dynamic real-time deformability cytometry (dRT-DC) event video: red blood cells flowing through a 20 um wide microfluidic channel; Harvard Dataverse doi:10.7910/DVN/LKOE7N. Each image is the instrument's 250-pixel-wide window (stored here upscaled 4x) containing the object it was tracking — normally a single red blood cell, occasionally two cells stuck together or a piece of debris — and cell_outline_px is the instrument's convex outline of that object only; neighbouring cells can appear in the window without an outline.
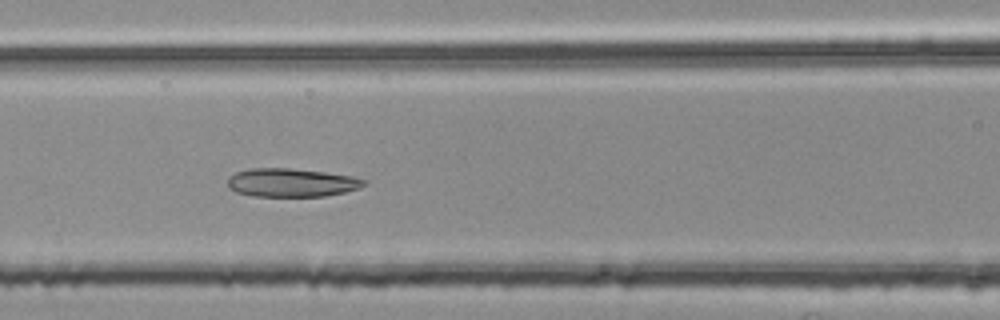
{"species": "common noctule bat (a hibernating species)", "species_latin": "Nyctalus noctula", "temperature_condition": "room temperature", "stored_images_in_passage": 50, "camera_frame_rate_fps": 3000, "um_per_image_px": 0.085, "animal": {"sex": "female", "body_mass_g": 25.1}, "frame": {"image": 1, "passage_image": 22, "time_ms": 7.0, "image_size_px": [1000, 320], "cell_outline_px": [[368, 180], [360, 188], [344, 192], [324, 196], [252, 196], [236, 192], [228, 188], [228, 176], [236, 172], [248, 168], [292, 168], [324, 172], [352, 176]], "centroid_in_image_um": [24.75, 15.52], "position_along_channel_um": 141.9, "area_um2": 22.72}}
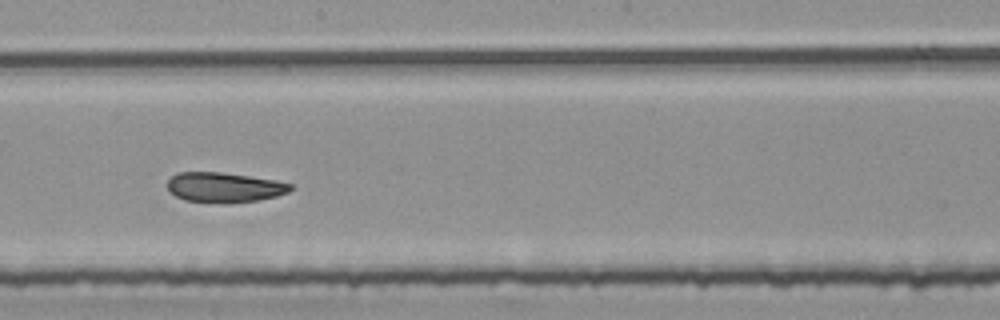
{"frame": {"image": 2, "passage_image": 29, "time_ms": 9.333, "image_size_px": [1000, 320], "cell_outline_px": [[296, 188], [288, 192], [276, 196], [256, 200], [224, 204], [220, 204], [184, 200], [168, 192], [168, 180], [176, 172], [220, 172], [276, 180], [292, 184]], "centroid_in_image_um": [19.06, 15.93], "position_along_channel_um": 229.1, "area_um2": 21.73}}
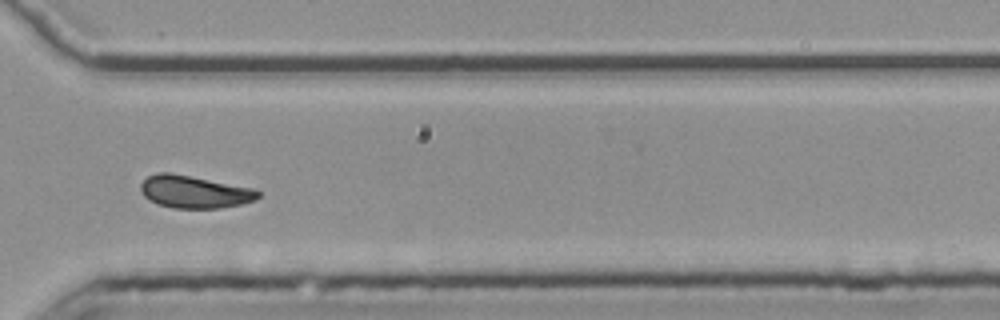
{"frame": {"image": 3, "passage_image": 39, "time_ms": 12.667, "image_size_px": [1000, 320], "cell_outline_px": [[260, 196], [256, 200], [240, 204], [220, 208], [172, 208], [156, 204], [148, 200], [140, 192], [140, 184], [148, 176], [156, 172], [168, 172], [256, 188], [260, 192]], "centroid_in_image_um": [16.51, 16.31], "position_along_channel_um": 354.1, "area_um2": 22.48}, "authors_computed_cell_mechanics": {"area_um2": 22.4553, "velocity_mm_per_s": 3.747, "shape_relaxation_time_tau1_ms": null, "shape_relaxation_time_tau2_ms": 4.0561, "deformation_change_tau1": null, "deformation_change_tau2": 0.0967}}